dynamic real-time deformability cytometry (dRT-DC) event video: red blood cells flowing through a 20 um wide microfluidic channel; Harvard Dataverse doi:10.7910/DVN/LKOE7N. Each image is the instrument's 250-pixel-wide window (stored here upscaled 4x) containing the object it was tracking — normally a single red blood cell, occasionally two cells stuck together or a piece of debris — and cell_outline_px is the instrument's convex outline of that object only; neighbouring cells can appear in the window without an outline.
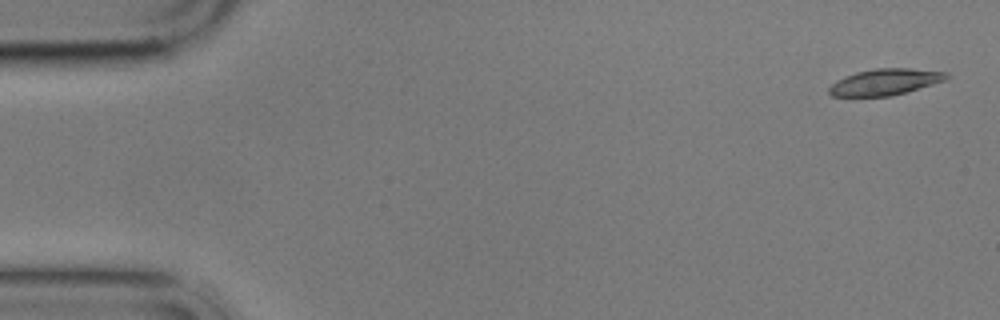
{"species": "common noctule bat (a hibernating species)", "species_latin": "Nyctalus noctula", "temperature_condition": "cold", "stored_images_in_passage": 5, "segment_of_instrument_passage": [1, 2], "camera_frame_rate_fps": 3000, "um_per_image_px": 0.085, "animal": {"sex": "male", "body_mass_g": 17.9}, "frame": {"image": 1, "passage_image": 1, "time_ms": 0.0, "image_size_px": [1000, 320], "cell_outline_px": [[948, 80], [892, 96], [832, 96], [828, 92], [828, 88], [836, 80], [856, 72], [876, 68], [908, 68], [948, 72]], "centroid_in_image_um": [75.26, 6.96], "position_along_channel_um": 9.7, "area_um2": 18.03}}